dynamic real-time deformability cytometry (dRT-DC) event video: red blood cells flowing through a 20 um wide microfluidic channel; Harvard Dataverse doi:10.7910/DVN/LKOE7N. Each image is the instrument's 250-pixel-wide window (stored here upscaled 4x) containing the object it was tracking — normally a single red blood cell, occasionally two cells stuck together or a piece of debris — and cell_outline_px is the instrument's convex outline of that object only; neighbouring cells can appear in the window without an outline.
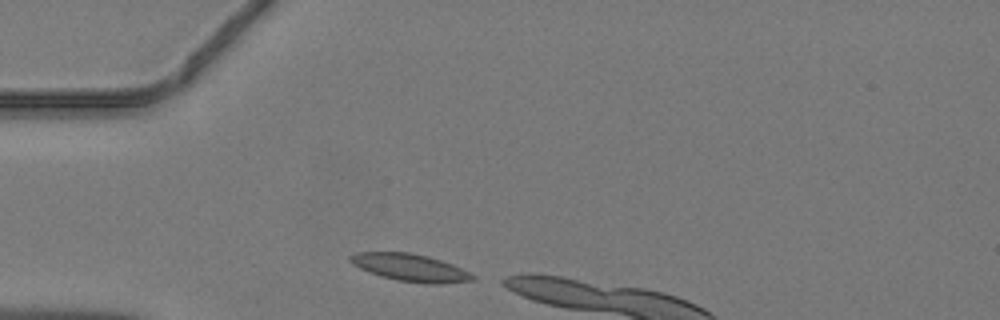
{"species": "common noctule bat (a hibernating species)", "species_latin": "Nyctalus noctula", "temperature_condition": "warm", "stored_images_in_passage": 4, "camera_frame_rate_fps": 3000, "um_per_image_px": 0.085, "animal": {"sex": "male", "body_mass_g": 19.2, "forearm_length_mm": 51.8}, "frame": {"image": 1, "passage_image": 1, "time_ms": 0.0, "image_size_px": [1000, 320], "cell_outline_px": [[476, 280], [440, 284], [428, 284], [396, 280], [368, 272], [352, 264], [348, 260], [348, 256], [356, 252], [408, 252], [428, 256], [452, 264], [476, 276]], "centroid_in_image_um": [34.85, 22.75], "position_along_channel_um": 50.1, "area_um2": 19.59}}